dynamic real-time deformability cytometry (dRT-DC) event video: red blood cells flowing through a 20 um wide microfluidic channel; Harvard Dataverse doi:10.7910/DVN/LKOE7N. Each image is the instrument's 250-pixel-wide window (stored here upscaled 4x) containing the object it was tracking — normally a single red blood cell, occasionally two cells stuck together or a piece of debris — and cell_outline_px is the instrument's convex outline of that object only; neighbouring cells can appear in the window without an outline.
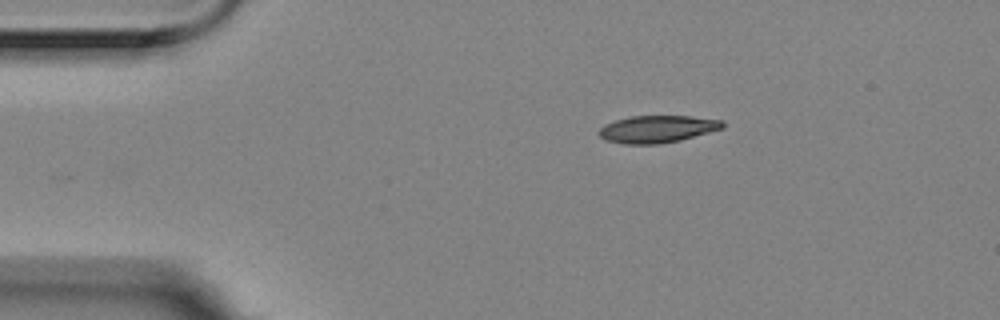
{"species": "Egyptian fruit bat (a non-hibernating species)", "species_latin": "Rousettus aegyptiacus", "temperature_condition": "room temperature", "stored_images_in_passage": 21, "camera_frame_rate_fps": 3000, "um_per_image_px": 0.085, "animal": {"sex": "female"}, "frame": {"image": 1, "passage_image": 1, "time_ms": 0.0, "image_size_px": [1000, 320], "cell_outline_px": [[724, 128], [680, 140], [660, 144], [624, 144], [604, 140], [596, 132], [604, 124], [628, 116], [688, 116], [724, 120]], "centroid_in_image_um": [55.84, 10.97], "position_along_channel_um": 29.2, "area_um2": 19.77}}
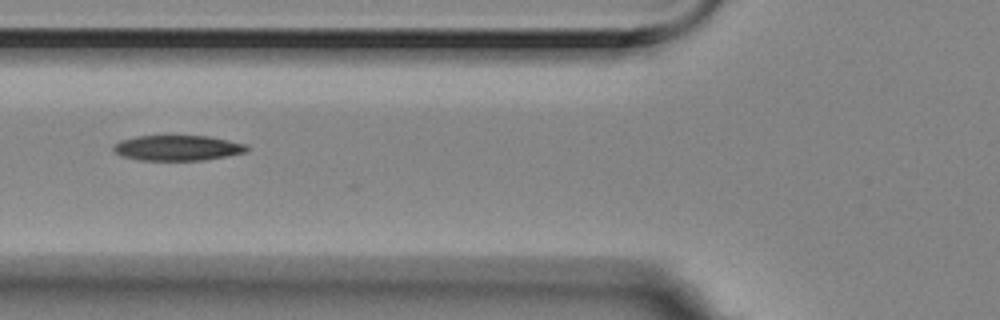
{"frame": {"image": 2, "passage_image": 12, "time_ms": 3.667, "image_size_px": [1000, 320], "cell_outline_px": [[248, 148], [244, 152], [204, 160], [140, 160], [124, 156], [116, 152], [112, 148], [120, 140], [136, 136], [212, 136], [248, 144]], "centroid_in_image_um": [15.12, 12.56], "position_along_channel_um": 110.7, "area_um2": 19.54}}
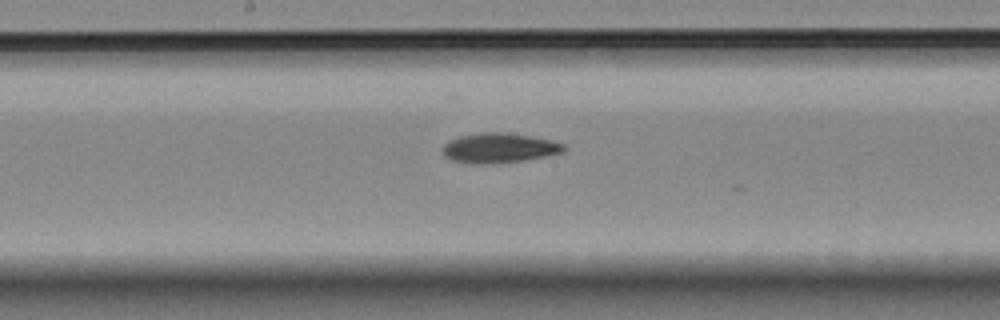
{"frame": {"image": 3, "passage_image": 20, "time_ms": 6.333, "image_size_px": [1000, 320], "cell_outline_px": [[568, 148], [564, 152], [524, 160], [484, 164], [468, 164], [452, 160], [444, 156], [444, 144], [460, 136], [480, 132], [508, 132], [532, 136], [552, 140], [564, 144]], "centroid_in_image_um": [42.46, 12.57], "position_along_channel_um": 205.7, "area_um2": 21.1}}